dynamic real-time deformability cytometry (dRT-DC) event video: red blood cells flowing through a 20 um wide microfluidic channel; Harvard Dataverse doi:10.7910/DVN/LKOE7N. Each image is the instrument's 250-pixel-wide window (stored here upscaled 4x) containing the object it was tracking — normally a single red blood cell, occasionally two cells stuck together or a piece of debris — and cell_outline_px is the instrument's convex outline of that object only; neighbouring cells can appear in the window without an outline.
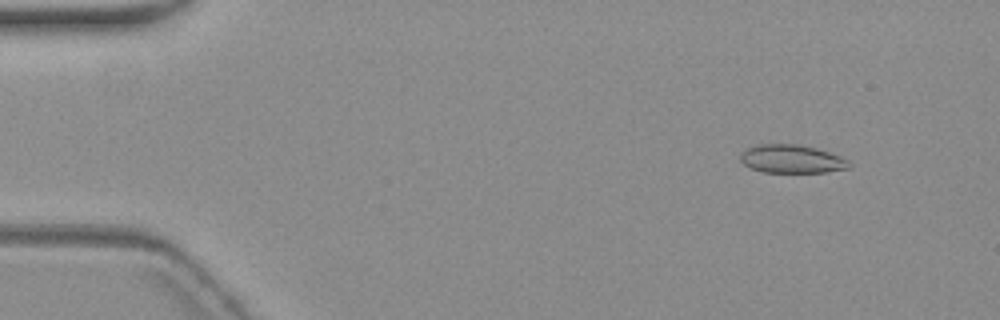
{"species": "common noctule bat (a hibernating species)", "species_latin": "Nyctalus noctula", "temperature_condition": "warm", "stored_images_in_passage": 6, "camera_frame_rate_fps": 3000, "um_per_image_px": 0.085, "animal": {"sex": "female", "body_mass_g": 19.3, "forearm_length_mm": 54.1}, "frame": {"image": 1, "passage_image": 2, "time_ms": 1.333, "image_size_px": [1000, 320], "cell_outline_px": [[852, 168], [824, 172], [764, 172], [752, 168], [744, 164], [740, 160], [740, 152], [748, 148], [760, 144], [800, 144], [816, 148], [840, 156], [848, 160], [852, 164]], "centroid_in_image_um": [67.32, 13.51], "position_along_channel_um": 17.7, "area_um2": 17.98}}
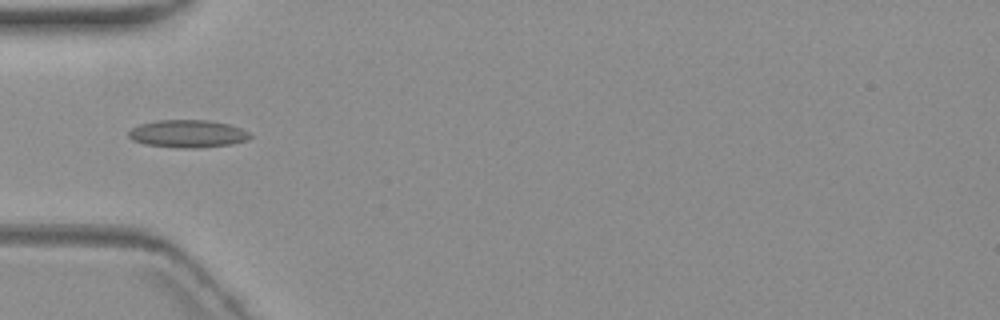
{"frame": {"image": 2, "passage_image": 5, "time_ms": 5.667, "image_size_px": [1000, 320], "cell_outline_px": [[252, 136], [248, 140], [232, 144], [196, 148], [176, 148], [144, 144], [132, 140], [128, 136], [128, 132], [132, 128], [140, 124], [156, 120], [208, 120], [228, 124], [240, 128], [248, 132]], "centroid_in_image_um": [15.94, 11.37], "position_along_channel_um": 69.1, "area_um2": 19.65}}
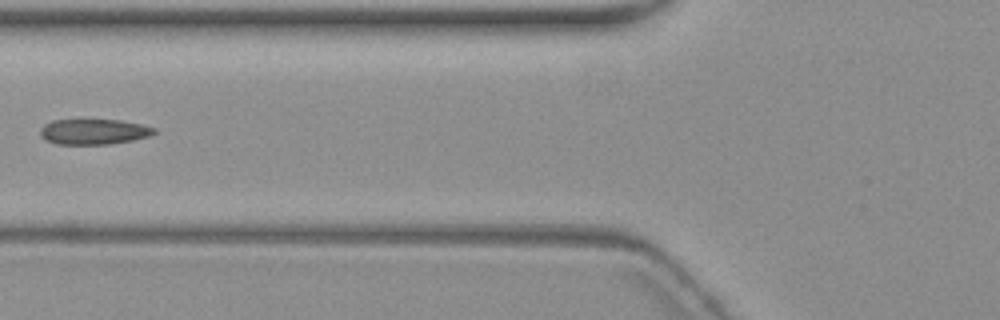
{"frame": {"image": 3, "passage_image": 6, "time_ms": 7.0, "image_size_px": [1000, 320], "cell_outline_px": [[156, 132], [152, 136], [112, 144], [56, 144], [44, 140], [40, 136], [40, 128], [44, 124], [52, 120], [120, 120], [140, 124], [156, 128]], "centroid_in_image_um": [7.96, 11.2], "position_along_channel_um": 117.8, "area_um2": 17.05}}